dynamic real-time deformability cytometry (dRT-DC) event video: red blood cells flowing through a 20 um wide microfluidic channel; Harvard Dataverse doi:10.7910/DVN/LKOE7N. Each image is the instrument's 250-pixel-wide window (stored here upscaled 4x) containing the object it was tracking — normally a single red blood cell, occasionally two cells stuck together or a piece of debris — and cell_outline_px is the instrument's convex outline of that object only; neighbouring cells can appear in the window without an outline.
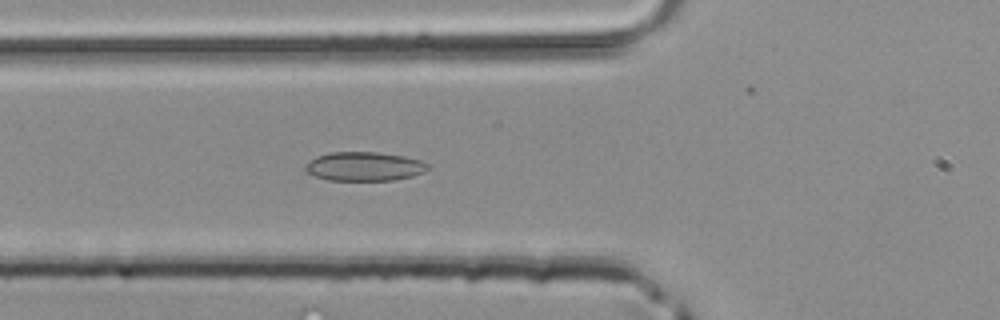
{"species": "common noctule bat (a hibernating species)", "species_latin": "Nyctalus noctula", "temperature_condition": "room temperature", "stored_images_in_passage": 17, "camera_frame_rate_fps": 3000, "um_per_image_px": 0.085, "animal": {"sex": "male", "body_mass_g": 20.4}, "frame": {"image": 1, "passage_image": 5, "time_ms": 1.333, "image_size_px": [1000, 320], "cell_outline_px": [[428, 168], [424, 172], [412, 176], [396, 180], [328, 180], [316, 176], [308, 172], [304, 168], [316, 156], [332, 152], [376, 152], [404, 156], [420, 160], [428, 164]], "centroid_in_image_um": [30.99, 14.14], "position_along_channel_um": 94.8, "area_um2": 20.46}}
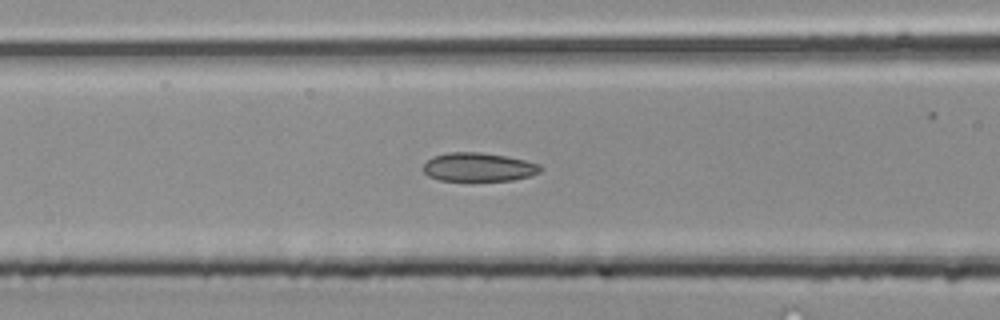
{"frame": {"image": 2, "passage_image": 7, "time_ms": 2.0, "image_size_px": [1000, 320], "cell_outline_px": [[540, 172], [532, 176], [512, 180], [440, 180], [428, 176], [424, 172], [424, 164], [428, 160], [436, 156], [448, 152], [480, 152], [504, 156], [524, 160], [540, 164]], "centroid_in_image_um": [40.69, 14.2], "position_along_channel_um": 125.9, "area_um2": 19.31}}
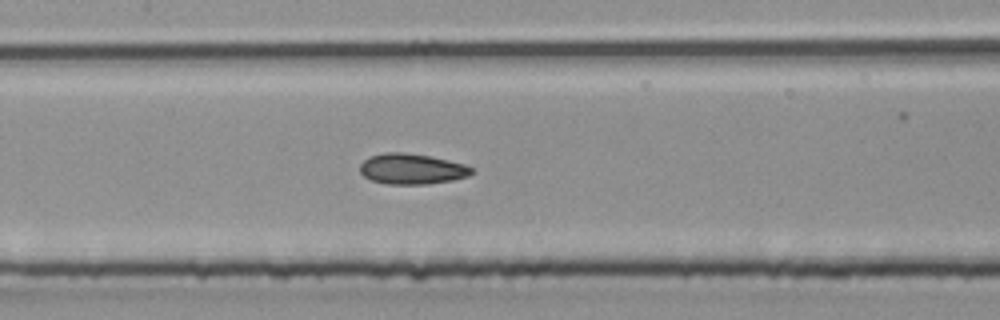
{"frame": {"image": 3, "passage_image": 10, "time_ms": 3.0, "image_size_px": [1000, 320], "cell_outline_px": [[476, 172], [468, 176], [452, 180], [428, 184], [388, 184], [372, 180], [364, 176], [360, 172], [360, 164], [368, 156], [384, 152], [404, 152], [432, 156], [464, 164], [472, 168]], "centroid_in_image_um": [35.01, 14.35], "position_along_channel_um": 172.4, "area_um2": 20.06}}